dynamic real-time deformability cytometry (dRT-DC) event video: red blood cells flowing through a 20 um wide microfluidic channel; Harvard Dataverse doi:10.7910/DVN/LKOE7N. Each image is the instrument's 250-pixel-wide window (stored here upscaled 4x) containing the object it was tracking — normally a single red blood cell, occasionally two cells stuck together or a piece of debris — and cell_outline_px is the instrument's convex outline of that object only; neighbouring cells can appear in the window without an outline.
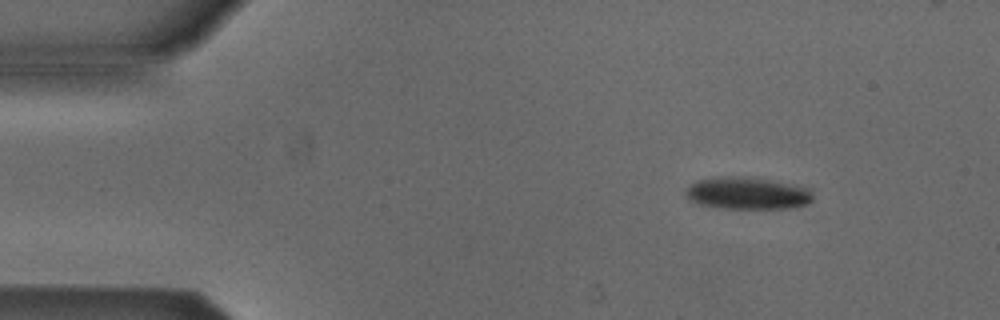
{"species": "Egyptian fruit bat (a non-hibernating species)", "species_latin": "Rousettus aegyptiacus", "temperature_condition": "cold", "stored_images_in_passage": 4, "camera_frame_rate_fps": 3000, "um_per_image_px": 0.085, "animal": {"sex": "male"}, "frame": {"image": 1, "passage_image": 1, "time_ms": 0.0, "image_size_px": [1000, 320], "cell_outline_px": [[812, 200], [808, 204], [788, 208], [724, 208], [700, 204], [688, 200], [684, 196], [684, 192], [688, 184], [696, 180], [712, 176], [744, 176], [768, 180], [804, 188], [812, 192]], "centroid_in_image_um": [63.39, 16.41], "position_along_channel_um": 21.6, "area_um2": 23.81}}
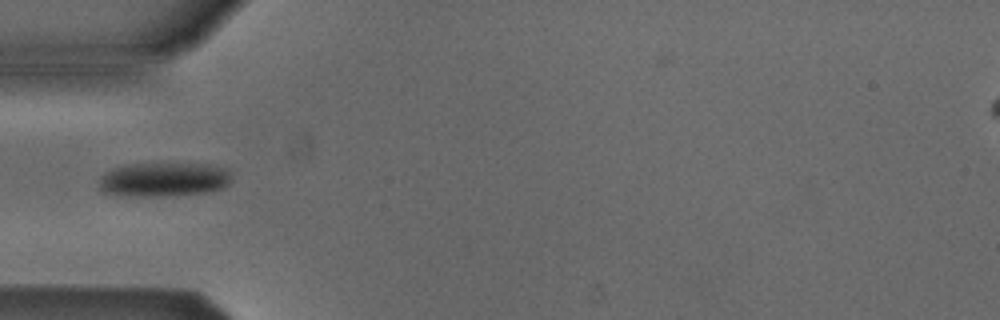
{"frame": {"image": 2, "passage_image": 3, "time_ms": 3.333, "image_size_px": [1000, 320], "cell_outline_px": [[232, 180], [224, 188], [204, 192], [160, 196], [124, 196], [104, 192], [100, 184], [100, 176], [104, 172], [124, 164], [212, 164], [228, 168]], "centroid_in_image_um": [13.95, 15.25], "position_along_channel_um": 71.1, "area_um2": 26.41}}
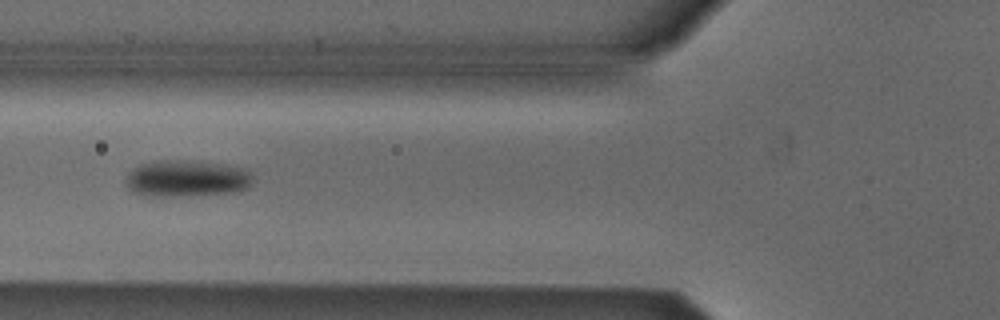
{"frame": {"image": 3, "passage_image": 4, "time_ms": 4.333, "image_size_px": [1000, 320], "cell_outline_px": [[252, 184], [248, 188], [240, 192], [180, 196], [144, 196], [128, 188], [124, 184], [124, 180], [128, 172], [132, 168], [140, 164], [156, 160], [200, 160], [228, 164], [248, 168], [252, 176]], "centroid_in_image_um": [15.9, 15.15], "position_along_channel_um": 109.9, "area_um2": 28.09}}